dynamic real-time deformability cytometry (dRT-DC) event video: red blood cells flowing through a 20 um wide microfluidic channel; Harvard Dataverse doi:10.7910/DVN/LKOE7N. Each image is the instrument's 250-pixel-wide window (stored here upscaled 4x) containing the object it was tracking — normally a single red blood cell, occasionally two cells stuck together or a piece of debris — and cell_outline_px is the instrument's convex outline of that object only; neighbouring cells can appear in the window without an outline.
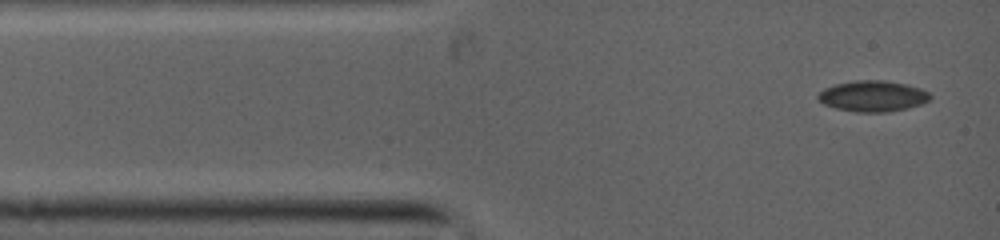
{"species": "common noctule bat (a hibernating species)", "species_latin": "Nyctalus noctula", "temperature_condition": "warm", "stored_images_in_passage": 9, "camera_frame_rate_fps": 5000, "um_per_image_px": 0.085, "animal": {"sex": "female", "body_mass_g": 19.0, "forearm_length_mm": 53.3}, "frame": {"image": 1, "passage_image": 1, "time_ms": 0.0, "image_size_px": [1000, 240], "cell_outline_px": [[932, 96], [928, 100], [920, 104], [908, 108], [888, 112], [856, 112], [836, 108], [824, 104], [816, 96], [824, 88], [836, 84], [856, 80], [884, 80], [908, 84], [920, 88], [928, 92]], "centroid_in_image_um": [74.19, 8.16], "position_along_channel_um": 10.8, "area_um2": 20.17}}
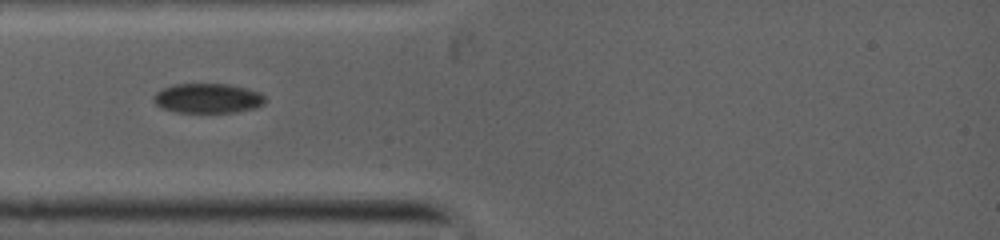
{"frame": {"image": 2, "passage_image": 6, "time_ms": 2.4, "image_size_px": [1000, 240], "cell_outline_px": [[264, 104], [252, 108], [232, 112], [176, 112], [164, 108], [156, 104], [156, 92], [164, 88], [176, 84], [228, 84], [260, 92], [264, 96]], "centroid_in_image_um": [17.68, 8.35], "position_along_channel_um": 67.3, "area_um2": 18.79}}
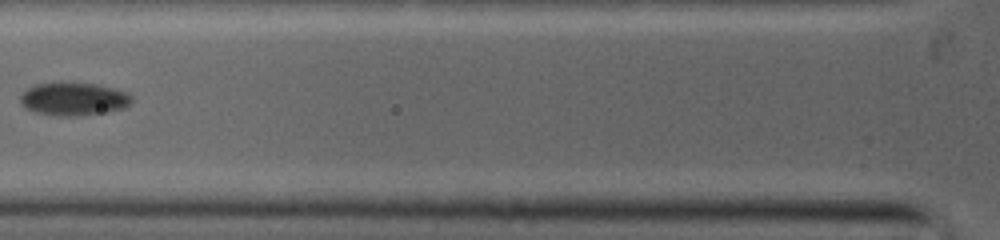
{"frame": {"image": 3, "passage_image": 8, "time_ms": 3.6, "image_size_px": [1000, 240], "cell_outline_px": [[132, 96], [128, 104], [120, 108], [96, 112], [36, 112], [28, 108], [20, 100], [20, 96], [28, 88], [36, 84], [96, 84], [112, 88], [124, 92]], "centroid_in_image_um": [6.24, 8.34], "position_along_channel_um": 119.6, "area_um2": 19.13}}